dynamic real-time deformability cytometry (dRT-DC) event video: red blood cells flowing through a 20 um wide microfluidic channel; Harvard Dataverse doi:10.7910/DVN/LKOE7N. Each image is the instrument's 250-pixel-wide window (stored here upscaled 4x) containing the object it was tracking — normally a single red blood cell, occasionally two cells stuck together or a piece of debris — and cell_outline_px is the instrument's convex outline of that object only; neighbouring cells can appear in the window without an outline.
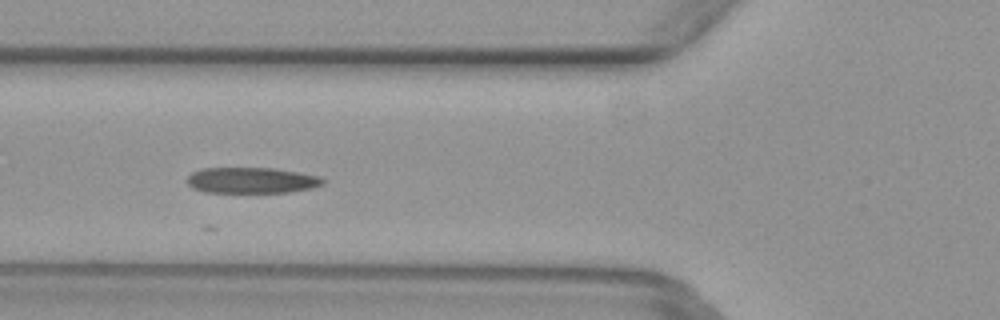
{"species": "common noctule bat (a hibernating species)", "species_latin": "Nyctalus noctula", "temperature_condition": "warm", "stored_images_in_passage": 16, "camera_frame_rate_fps": 3000, "um_per_image_px": 0.085, "animal": {"sex": "female", "body_mass_g": 29.2, "forearm_length_mm": 56.3}, "frame": {"image": 1, "passage_image": 3, "time_ms": 0.667, "image_size_px": [1000, 320], "cell_outline_px": [[324, 184], [312, 188], [288, 192], [204, 192], [192, 188], [188, 184], [188, 176], [192, 172], [200, 168], [276, 168], [320, 176], [324, 180]], "centroid_in_image_um": [21.38, 15.32], "position_along_channel_um": 104.4, "area_um2": 20.52}}
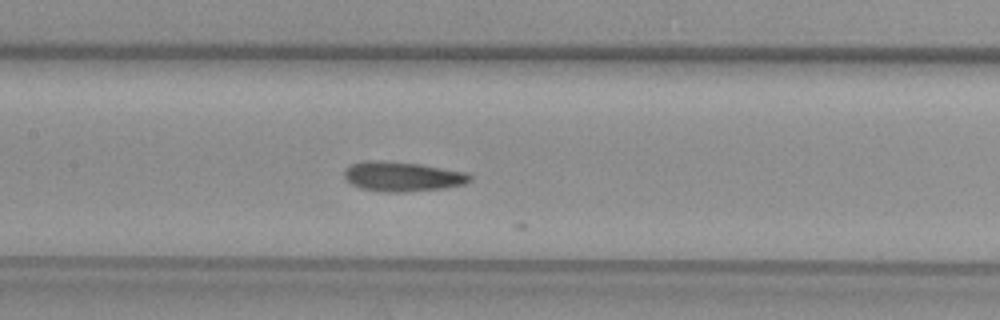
{"frame": {"image": 2, "passage_image": 8, "time_ms": 2.333, "image_size_px": [1000, 320], "cell_outline_px": [[472, 180], [464, 184], [444, 188], [404, 192], [388, 192], [360, 188], [344, 180], [344, 172], [352, 164], [364, 160], [372, 160], [420, 164], [464, 172], [472, 176]], "centroid_in_image_um": [34.19, 15.01], "position_along_channel_um": 173.2, "area_um2": 21.56}}